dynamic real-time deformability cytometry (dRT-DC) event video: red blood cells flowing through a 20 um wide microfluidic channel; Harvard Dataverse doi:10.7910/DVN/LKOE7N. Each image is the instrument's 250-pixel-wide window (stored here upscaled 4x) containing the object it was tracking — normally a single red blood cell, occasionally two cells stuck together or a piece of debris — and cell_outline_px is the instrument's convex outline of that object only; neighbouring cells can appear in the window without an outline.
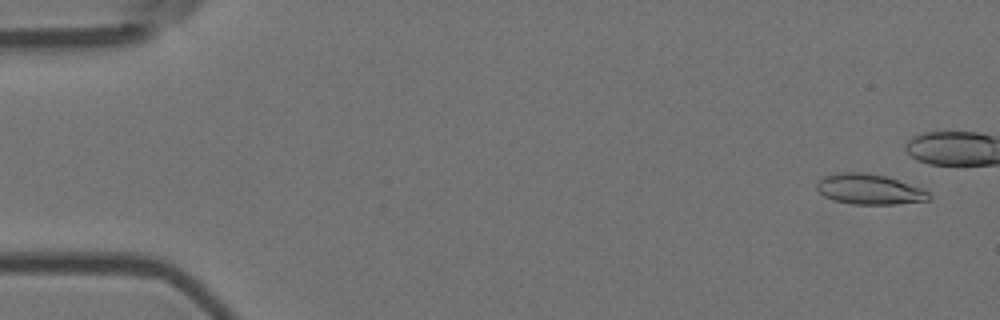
{"species": "Egyptian fruit bat (a non-hibernating species)", "species_latin": "Rousettus aegyptiacus", "temperature_condition": "room temperature", "stored_images_in_passage": 46, "camera_frame_rate_fps": 3000, "um_per_image_px": 0.085, "animal": {"sex": "female"}, "frame": {"image": 1, "passage_image": 3, "time_ms": 0.667, "image_size_px": [1000, 320], "cell_outline_px": [[932, 196], [928, 200], [896, 204], [852, 204], [832, 200], [824, 196], [816, 188], [816, 184], [824, 176], [840, 172], [860, 172], [884, 176], [920, 188], [928, 192]], "centroid_in_image_um": [73.85, 16.1], "position_along_channel_um": 11.1, "area_um2": 19.54}}
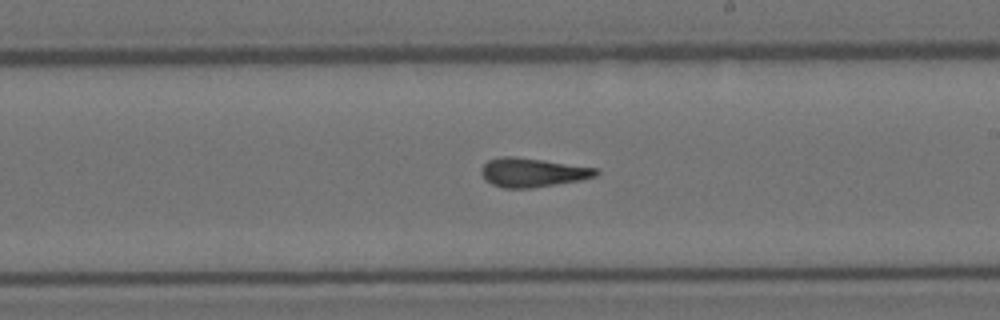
{"frame": {"image": 2, "passage_image": 33, "time_ms": 10.667, "image_size_px": [1000, 320], "cell_outline_px": [[600, 172], [596, 176], [580, 180], [532, 188], [504, 188], [492, 184], [484, 180], [480, 172], [480, 168], [488, 160], [504, 156], [512, 156], [544, 160], [600, 168]], "centroid_in_image_um": [45.27, 14.66], "position_along_channel_um": 243.7, "area_um2": 19.54}}
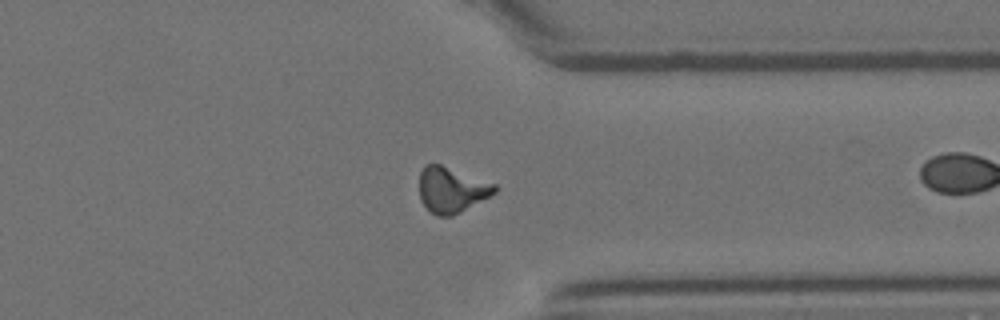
{"frame": {"image": 3, "passage_image": 44, "time_ms": 14.333, "image_size_px": [1000, 320], "cell_outline_px": [[496, 192], [460, 212], [452, 216], [436, 216], [428, 212], [420, 200], [420, 172], [424, 164], [440, 164], [496, 184]], "centroid_in_image_um": [38.34, 16.14], "position_along_channel_um": 373.1, "area_um2": 19.94}}